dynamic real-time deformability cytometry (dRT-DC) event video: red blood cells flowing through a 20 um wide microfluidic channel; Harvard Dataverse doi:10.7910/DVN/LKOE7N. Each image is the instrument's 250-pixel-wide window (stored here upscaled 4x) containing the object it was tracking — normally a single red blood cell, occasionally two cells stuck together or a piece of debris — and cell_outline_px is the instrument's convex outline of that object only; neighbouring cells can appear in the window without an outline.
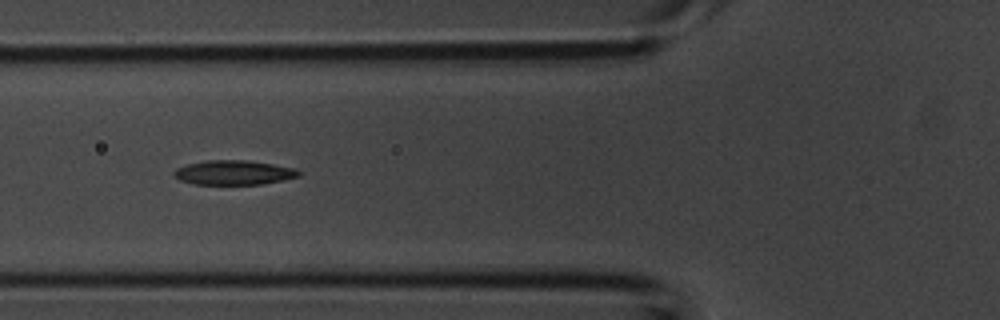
{"species": "common noctule bat (a hibernating species)", "species_latin": "Nyctalus noctula", "temperature_condition": "room temperature", "stored_images_in_passage": 14, "camera_frame_rate_fps": 3000, "um_per_image_px": 0.085, "animal": {"sex": "male", "body_mass_g": 20.1, "forearm_length_mm": 53.5}, "frame": {"image": 1, "passage_image": 5, "time_ms": 1.333, "image_size_px": [1000, 320], "cell_outline_px": [[300, 176], [260, 184], [192, 184], [180, 180], [172, 176], [172, 172], [176, 168], [188, 164], [208, 160], [248, 160], [296, 168], [300, 172]], "centroid_in_image_um": [19.82, 14.66], "position_along_channel_um": 106.0, "area_um2": 17.74}}
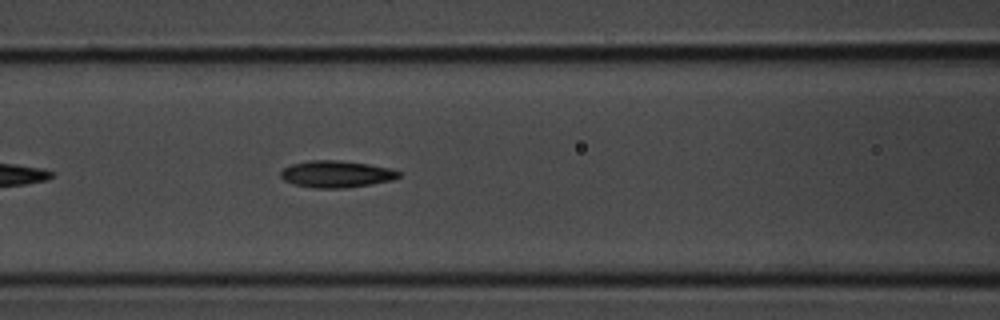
{"frame": {"image": 2, "passage_image": 7, "time_ms": 2.0, "image_size_px": [1000, 320], "cell_outline_px": [[400, 176], [392, 180], [372, 184], [344, 188], [316, 188], [296, 184], [284, 180], [280, 176], [280, 172], [284, 168], [292, 164], [308, 160], [340, 160], [368, 164], [392, 168], [400, 172]], "centroid_in_image_um": [28.61, 14.79], "position_along_channel_um": 138.0, "area_um2": 18.44}}
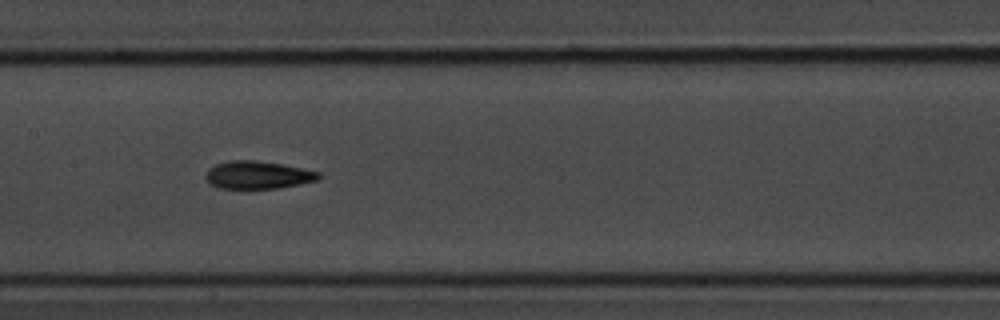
{"frame": {"image": 3, "passage_image": 10, "time_ms": 3.0, "image_size_px": [1000, 320], "cell_outline_px": [[324, 176], [316, 180], [280, 188], [220, 188], [212, 184], [204, 176], [208, 168], [216, 164], [228, 160], [252, 160], [284, 164], [304, 168], [320, 172]], "centroid_in_image_um": [21.94, 14.86], "position_along_channel_um": 185.5, "area_um2": 18.32}}